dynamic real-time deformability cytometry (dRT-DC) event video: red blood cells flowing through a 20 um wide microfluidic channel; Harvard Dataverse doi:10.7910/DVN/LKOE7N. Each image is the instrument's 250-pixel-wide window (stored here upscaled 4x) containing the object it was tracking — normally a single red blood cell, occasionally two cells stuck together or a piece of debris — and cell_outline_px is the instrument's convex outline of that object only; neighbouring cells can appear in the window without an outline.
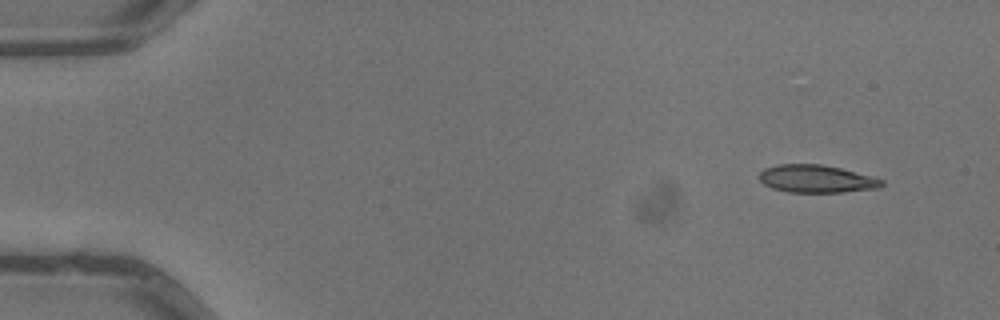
{"species": "common noctule bat (a hibernating species)", "species_latin": "Nyctalus noctula", "temperature_condition": "warm", "stored_images_in_passage": 4, "camera_frame_rate_fps": 3000, "um_per_image_px": 0.085, "animal": {"sex": "male", "body_mass_g": 13.3}, "frame": {"image": 1, "passage_image": 1, "time_ms": 0.0, "image_size_px": [1000, 320], "cell_outline_px": [[884, 184], [880, 188], [844, 192], [788, 192], [772, 188], [764, 184], [760, 180], [760, 172], [764, 168], [780, 164], [820, 164], [840, 168], [872, 176], [884, 180]], "centroid_in_image_um": [69.42, 15.2], "position_along_channel_um": 15.6, "area_um2": 19.77}}
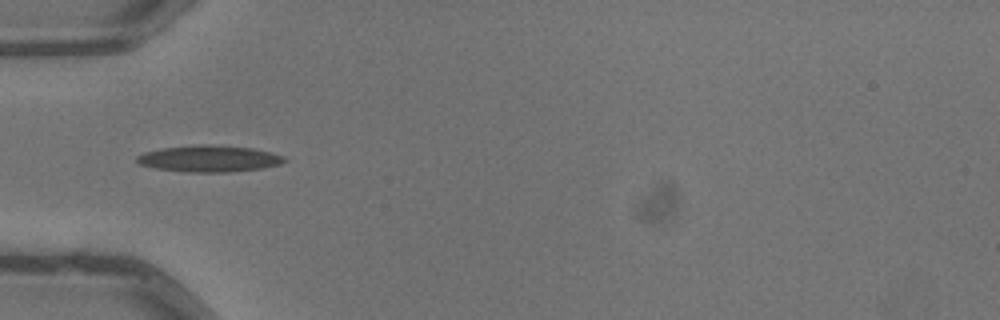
{"frame": {"image": 2, "passage_image": 4, "time_ms": 1.0, "image_size_px": [1000, 320], "cell_outline_px": [[288, 160], [280, 164], [260, 168], [228, 172], [188, 172], [156, 168], [140, 164], [136, 160], [136, 156], [144, 152], [164, 148], [200, 144], [208, 144], [252, 148], [272, 152], [284, 156]], "centroid_in_image_um": [17.8, 13.48], "position_along_channel_um": 67.2, "area_um2": 22.66}}